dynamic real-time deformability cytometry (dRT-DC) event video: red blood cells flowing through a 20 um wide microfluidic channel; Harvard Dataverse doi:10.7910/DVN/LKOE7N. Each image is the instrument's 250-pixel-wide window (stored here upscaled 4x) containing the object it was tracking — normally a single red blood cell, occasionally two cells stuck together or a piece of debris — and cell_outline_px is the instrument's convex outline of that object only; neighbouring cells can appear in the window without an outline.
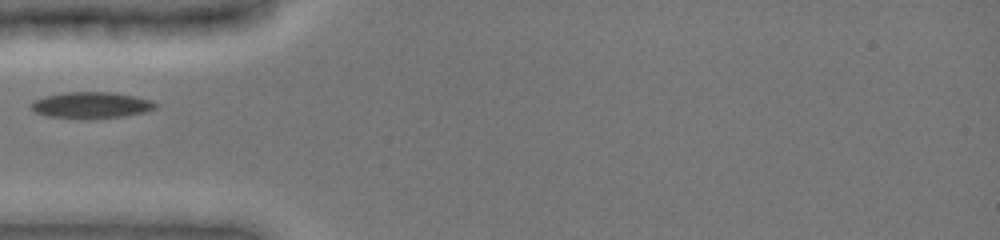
{"species": "common noctule bat (a hibernating species)", "species_latin": "Nyctalus noctula", "temperature_condition": "cold", "stored_images_in_passage": 2, "camera_frame_rate_fps": 3000, "um_per_image_px": 0.085, "animal": {"sex": "female", "body_mass_g": 19.0, "forearm_length_mm": 51.5}, "frame": {"image": 1, "passage_image": 1, "time_ms": 0.0, "image_size_px": [1000, 240], "cell_outline_px": [[156, 108], [148, 112], [124, 116], [88, 120], [44, 116], [36, 112], [32, 108], [32, 100], [44, 96], [64, 92], [112, 92], [132, 96], [148, 100], [156, 104]], "centroid_in_image_um": [7.71, 8.96], "position_along_channel_um": 77.3, "area_um2": 19.31}}
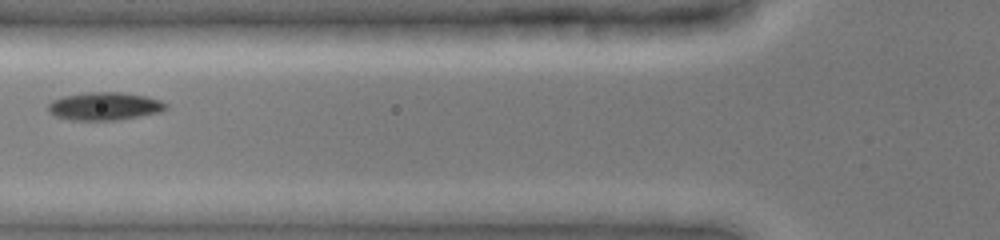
{"frame": {"image": 2, "passage_image": 2, "time_ms": 1.0, "image_size_px": [1000, 240], "cell_outline_px": [[168, 108], [160, 112], [140, 116], [116, 120], [72, 120], [56, 116], [48, 112], [48, 104], [52, 100], [64, 96], [88, 92], [120, 92], [144, 96], [160, 100], [168, 104]], "centroid_in_image_um": [8.89, 9.03], "position_along_channel_um": 116.9, "area_um2": 19.13}}